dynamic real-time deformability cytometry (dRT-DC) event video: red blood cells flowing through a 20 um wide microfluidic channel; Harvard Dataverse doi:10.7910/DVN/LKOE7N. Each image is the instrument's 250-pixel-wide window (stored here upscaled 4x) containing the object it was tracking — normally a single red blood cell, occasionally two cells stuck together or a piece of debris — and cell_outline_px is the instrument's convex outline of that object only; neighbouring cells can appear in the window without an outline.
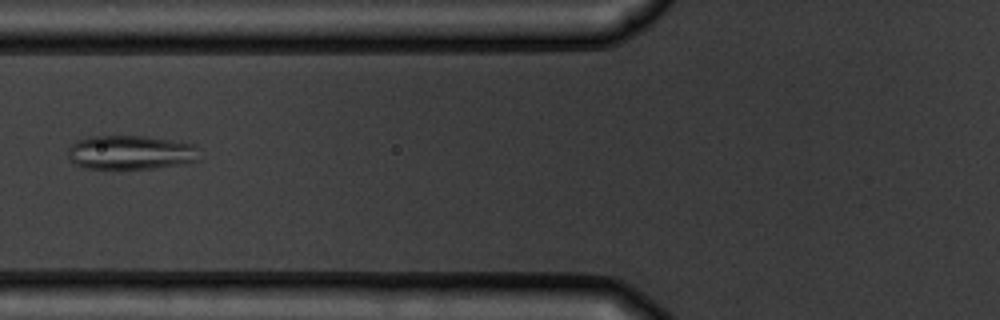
{"species": "common noctule bat (a hibernating species)", "species_latin": "Nyctalus noctula", "temperature_condition": "warm", "stored_images_in_passage": 3, "camera_frame_rate_fps": 3000, "um_per_image_px": 0.085, "animal": {"sex": "male", "body_mass_g": 19.5, "forearm_length_mm": 54.6}, "frame": {"image": 1, "passage_image": 3, "time_ms": 2.333, "image_size_px": [1000, 320], "cell_outline_px": [[200, 160], [184, 164], [156, 168], [88, 168], [76, 164], [68, 156], [68, 148], [76, 140], [88, 136], [144, 136], [196, 144]], "centroid_in_image_um": [11.14, 12.95], "position_along_channel_um": 114.7, "area_um2": 26.18}}